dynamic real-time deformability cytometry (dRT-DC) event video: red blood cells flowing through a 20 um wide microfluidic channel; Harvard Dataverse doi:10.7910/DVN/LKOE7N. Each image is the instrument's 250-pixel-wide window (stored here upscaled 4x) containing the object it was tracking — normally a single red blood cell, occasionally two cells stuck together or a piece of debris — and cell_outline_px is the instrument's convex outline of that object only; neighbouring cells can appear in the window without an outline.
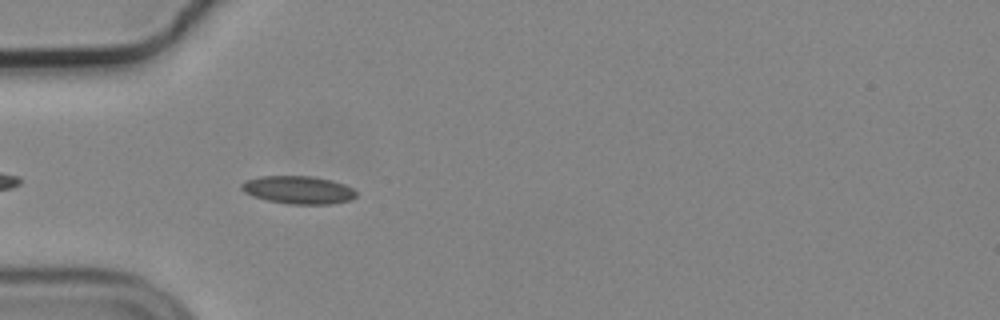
{"species": "common noctule bat (a hibernating species)", "species_latin": "Nyctalus noctula", "temperature_condition": "cold", "stored_images_in_passage": 40, "camera_frame_rate_fps": 3000, "um_per_image_px": 0.085, "animal": {"sex": "male", "body_mass_g": 19.2, "forearm_length_mm": 51.8}, "frame": {"image": 1, "passage_image": 2, "time_ms": 0.333, "image_size_px": [1000, 320], "cell_outline_px": [[356, 196], [348, 200], [332, 204], [288, 204], [268, 200], [252, 196], [244, 192], [240, 188], [240, 184], [244, 180], [260, 176], [312, 176], [332, 180], [344, 184], [352, 188], [356, 192]], "centroid_in_image_um": [25.31, 16.13], "position_along_channel_um": 59.7, "area_um2": 18.73}}
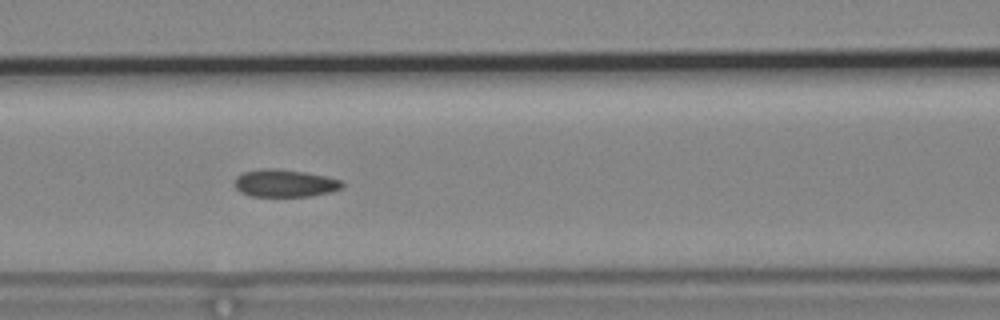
{"frame": {"image": 2, "passage_image": 9, "time_ms": 2.667, "image_size_px": [1000, 320], "cell_outline_px": [[344, 188], [332, 192], [308, 196], [252, 196], [240, 192], [232, 184], [236, 176], [244, 172], [260, 168], [276, 168], [304, 172], [328, 176], [340, 180], [344, 184]], "centroid_in_image_um": [24.2, 15.57], "position_along_channel_um": 142.4, "area_um2": 17.51}}
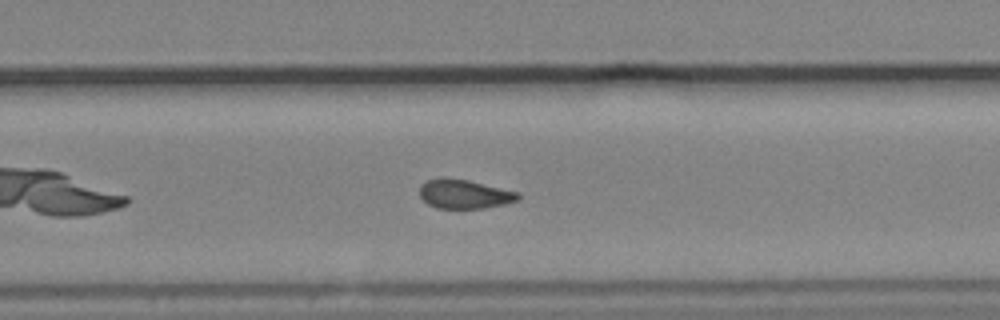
{"frame": {"image": 3, "passage_image": 21, "time_ms": 6.667, "image_size_px": [1000, 320], "cell_outline_px": [[520, 200], [504, 204], [484, 208], [436, 208], [428, 204], [420, 196], [420, 184], [428, 180], [440, 176], [444, 176], [468, 180], [520, 192]], "centroid_in_image_um": [39.47, 16.48], "position_along_channel_um": 290.3, "area_um2": 16.94}, "authors_computed_cell_mechanics": {"area_um2": 17.1377, "velocity_mm_per_s": 3.7165, "shape_relaxation_time_tau1_ms": 6.6831, "shape_relaxation_time_tau2_ms": 2.8733, "deformation_change_tau1": 0.1325, "deformation_change_tau2": 0.0906}}